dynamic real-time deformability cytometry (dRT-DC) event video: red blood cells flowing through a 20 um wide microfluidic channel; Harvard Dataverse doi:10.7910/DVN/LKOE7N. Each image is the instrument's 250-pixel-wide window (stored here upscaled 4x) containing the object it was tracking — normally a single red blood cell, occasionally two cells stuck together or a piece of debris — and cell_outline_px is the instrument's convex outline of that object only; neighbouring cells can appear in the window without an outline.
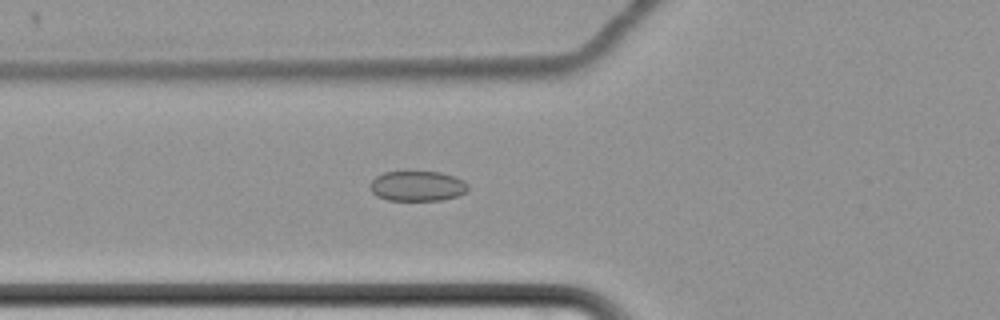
{"species": "common noctule bat (a hibernating species)", "species_latin": "Nyctalus noctula", "temperature_condition": "cold", "stored_images_in_passage": 65, "camera_frame_rate_fps": 3000, "um_per_image_px": 0.085, "animal": {"sex": "female", "body_mass_g": 22.7, "forearm_length_mm": 54.2}, "frame": {"image": 1, "passage_image": 28, "time_ms": 9.0, "image_size_px": [1000, 320], "cell_outline_px": [[468, 188], [464, 192], [456, 196], [440, 200], [388, 200], [376, 196], [372, 192], [372, 180], [376, 176], [384, 172], [404, 168], [440, 172], [456, 176], [464, 180], [468, 184]], "centroid_in_image_um": [35.46, 15.75], "position_along_channel_um": 90.3, "area_um2": 17.86}}
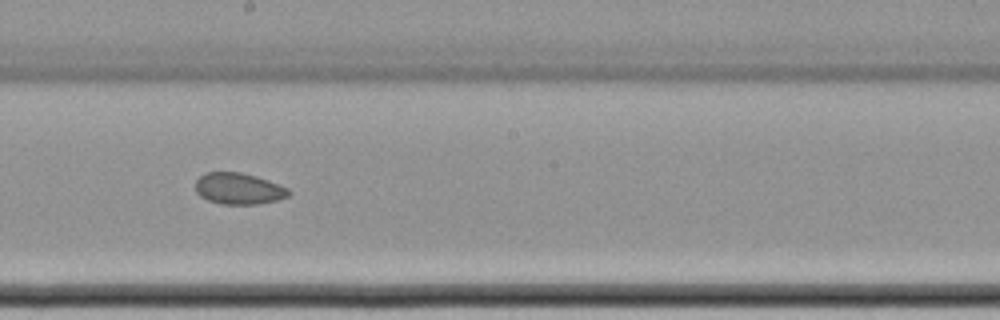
{"frame": {"image": 2, "passage_image": 40, "time_ms": 13.0, "image_size_px": [1000, 320], "cell_outline_px": [[292, 192], [288, 196], [276, 200], [256, 204], [220, 204], [208, 200], [200, 196], [196, 192], [196, 180], [204, 172], [240, 172], [256, 176], [268, 180], [288, 188]], "centroid_in_image_um": [20.27, 16.03], "position_along_channel_um": 227.9, "area_um2": 17.05}}
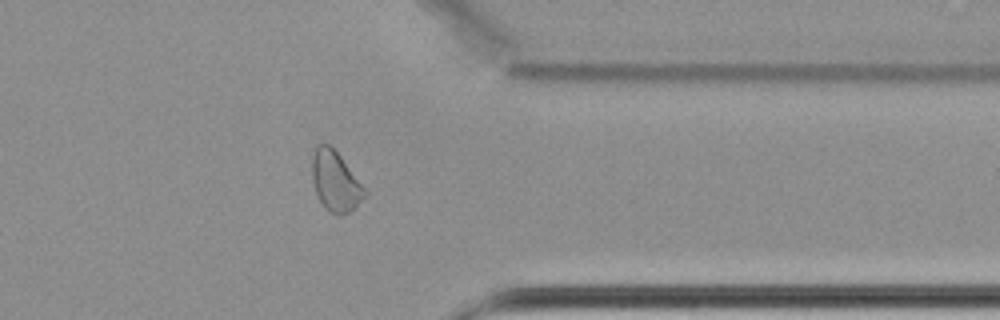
{"frame": {"image": 3, "passage_image": 54, "time_ms": 17.667, "image_size_px": [1000, 320], "cell_outline_px": [[368, 192], [352, 212], [340, 216], [336, 216], [324, 208], [316, 192], [312, 176], [312, 156], [316, 144], [328, 144], [340, 156]], "centroid_in_image_um": [28.51, 15.45], "position_along_channel_um": 382.9, "area_um2": 18.38}}